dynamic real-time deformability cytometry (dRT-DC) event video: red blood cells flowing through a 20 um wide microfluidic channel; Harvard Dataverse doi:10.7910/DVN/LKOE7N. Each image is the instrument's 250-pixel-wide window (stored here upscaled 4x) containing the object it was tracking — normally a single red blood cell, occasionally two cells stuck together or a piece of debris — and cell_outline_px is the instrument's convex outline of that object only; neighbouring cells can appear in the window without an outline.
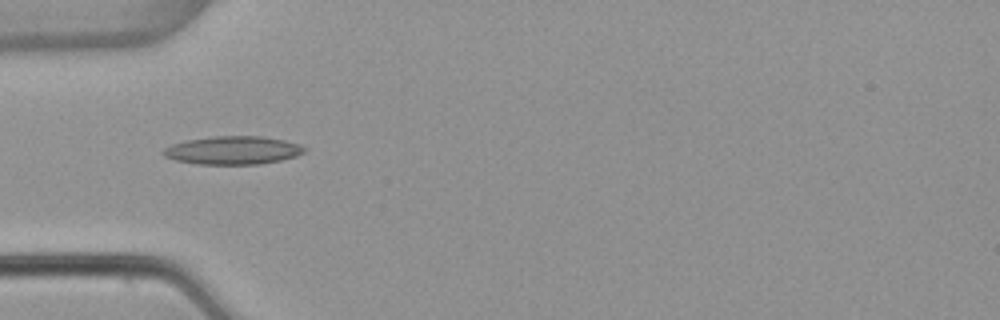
{"species": "common noctule bat (a hibernating species)", "species_latin": "Nyctalus noctula", "temperature_condition": "warm", "stored_images_in_passage": 13, "camera_frame_rate_fps": 3000, "um_per_image_px": 0.085, "animal": {"sex": "female", "body_mass_g": 22.7, "forearm_length_mm": 54.2}, "frame": {"image": 1, "passage_image": 1, "time_ms": 0.0, "image_size_px": [1000, 320], "cell_outline_px": [[308, 148], [304, 152], [296, 156], [280, 160], [260, 164], [196, 164], [176, 160], [164, 156], [160, 152], [164, 148], [172, 144], [188, 140], [216, 136], [260, 136], [284, 140], [300, 144]], "centroid_in_image_um": [19.8, 12.77], "position_along_channel_um": 65.2, "area_um2": 23.18}}
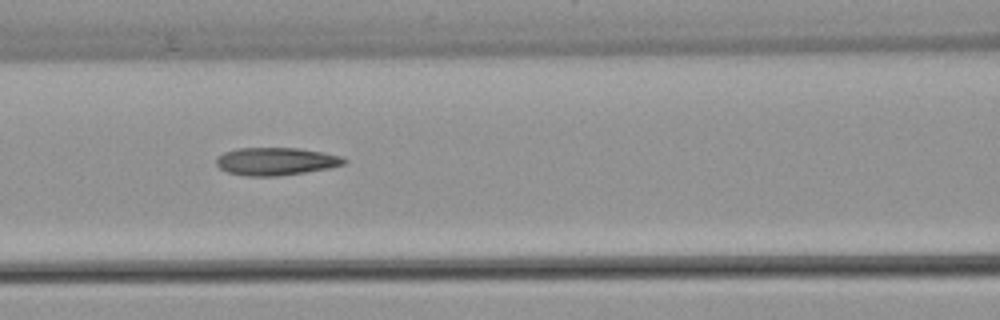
{"frame": {"image": 2, "passage_image": 7, "time_ms": 2.0, "image_size_px": [1000, 320], "cell_outline_px": [[348, 160], [344, 164], [328, 168], [280, 176], [248, 176], [228, 172], [220, 168], [216, 164], [216, 156], [224, 152], [236, 148], [300, 148], [324, 152], [340, 156]], "centroid_in_image_um": [23.44, 13.71], "position_along_channel_um": 143.2, "area_um2": 20.69}}
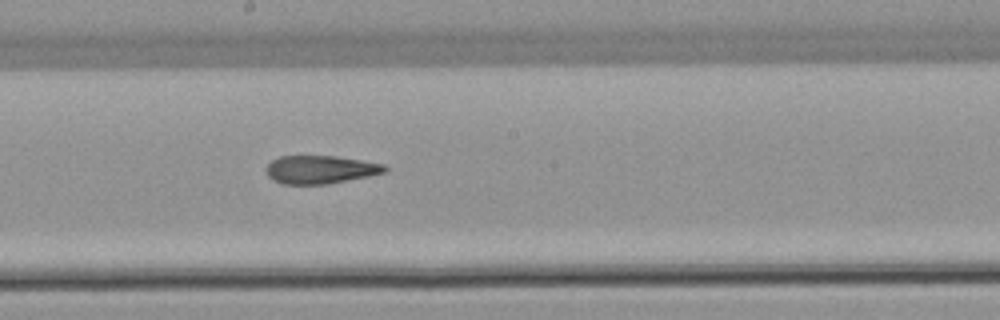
{"frame": {"image": 3, "passage_image": 13, "time_ms": 4.0, "image_size_px": [1000, 320], "cell_outline_px": [[388, 172], [328, 184], [280, 184], [272, 180], [268, 176], [268, 164], [272, 160], [280, 156], [336, 156], [384, 164], [388, 168]], "centroid_in_image_um": [27.25, 14.42], "position_along_channel_um": 220.9, "area_um2": 19.42}}